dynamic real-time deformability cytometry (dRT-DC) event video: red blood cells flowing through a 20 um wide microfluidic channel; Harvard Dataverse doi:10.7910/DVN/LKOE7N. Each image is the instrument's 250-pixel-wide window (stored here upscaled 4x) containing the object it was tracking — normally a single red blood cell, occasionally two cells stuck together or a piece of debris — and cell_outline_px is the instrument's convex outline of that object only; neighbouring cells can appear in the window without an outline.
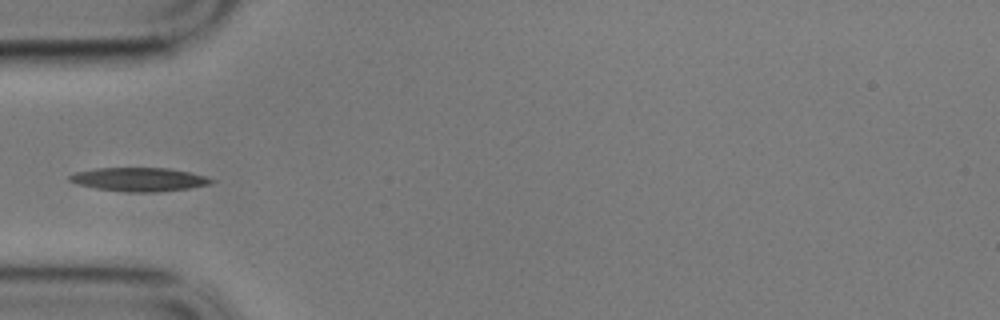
{"species": "common noctule bat (a hibernating species)", "species_latin": "Nyctalus noctula", "temperature_condition": "cold", "stored_images_in_passage": 41, "camera_frame_rate_fps": 3000, "um_per_image_px": 0.085, "animal": {"sex": "male", "body_mass_g": 17.9}, "frame": {"image": 1, "passage_image": 1, "time_ms": 0.0, "image_size_px": [1000, 320], "cell_outline_px": [[216, 180], [212, 184], [188, 188], [156, 192], [124, 192], [96, 188], [76, 184], [68, 180], [68, 176], [76, 172], [96, 168], [168, 168], [188, 172], [204, 176]], "centroid_in_image_um": [11.8, 15.25], "position_along_channel_um": 73.2, "area_um2": 19.54}}
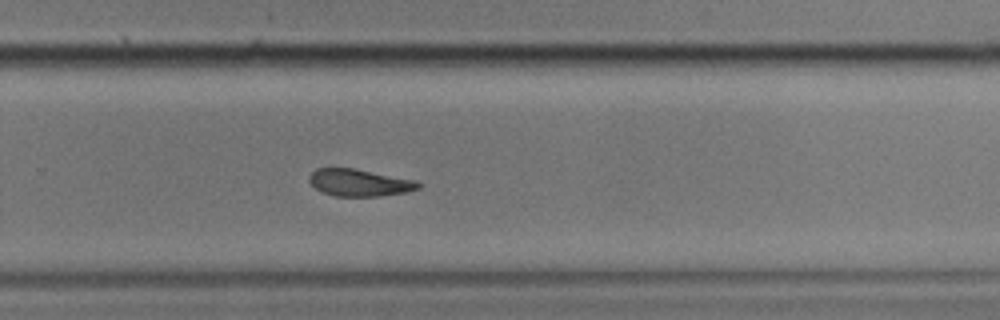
{"frame": {"image": 2, "passage_image": 21, "time_ms": 6.667, "image_size_px": [1000, 320], "cell_outline_px": [[420, 188], [408, 192], [380, 196], [336, 196], [320, 192], [308, 180], [308, 176], [316, 168], [356, 168], [416, 180], [420, 184]], "centroid_in_image_um": [30.55, 15.52], "position_along_channel_um": 299.3, "area_um2": 17.4}}
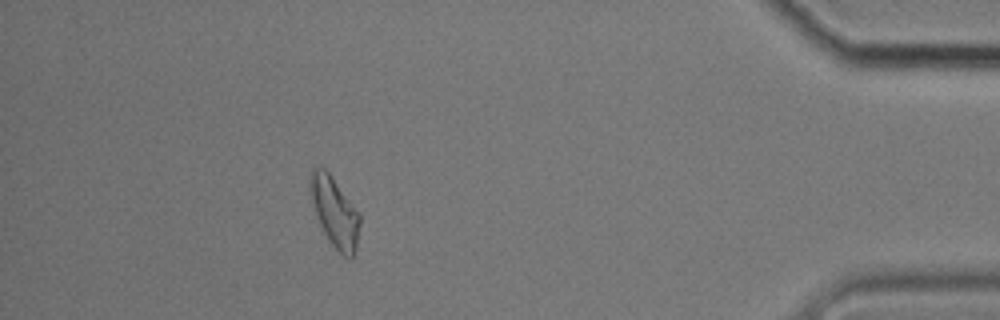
{"frame": {"image": 3, "passage_image": 35, "time_ms": 11.333, "image_size_px": [1000, 320], "cell_outline_px": [[360, 224], [356, 248], [352, 260], [348, 260], [328, 240], [316, 216], [308, 192], [308, 180], [312, 168], [316, 164], [324, 168], [332, 176], [360, 212]], "centroid_in_image_um": [28.42, 17.97], "position_along_channel_um": 406.8, "area_um2": 20.75}}